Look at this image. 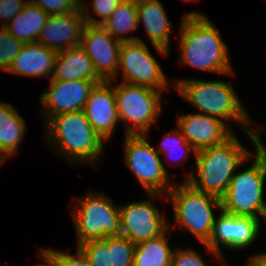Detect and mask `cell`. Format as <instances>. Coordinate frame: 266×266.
<instances>
[{"instance_id": "cell-9", "label": "cell", "mask_w": 266, "mask_h": 266, "mask_svg": "<svg viewBox=\"0 0 266 266\" xmlns=\"http://www.w3.org/2000/svg\"><path fill=\"white\" fill-rule=\"evenodd\" d=\"M146 134L125 135V164L154 201L173 187L160 154L149 144ZM165 193V194H164Z\"/></svg>"}, {"instance_id": "cell-35", "label": "cell", "mask_w": 266, "mask_h": 266, "mask_svg": "<svg viewBox=\"0 0 266 266\" xmlns=\"http://www.w3.org/2000/svg\"><path fill=\"white\" fill-rule=\"evenodd\" d=\"M38 254L41 257V259H43L46 262L44 264L39 263L33 266H59L55 254L50 249L41 248Z\"/></svg>"}, {"instance_id": "cell-29", "label": "cell", "mask_w": 266, "mask_h": 266, "mask_svg": "<svg viewBox=\"0 0 266 266\" xmlns=\"http://www.w3.org/2000/svg\"><path fill=\"white\" fill-rule=\"evenodd\" d=\"M123 0H92V10L93 13L96 14L101 20H96L95 18L88 15L86 11H89L88 5L86 2H81V10L83 13V17L85 22L90 25H102L105 23L112 12L118 7V5Z\"/></svg>"}, {"instance_id": "cell-33", "label": "cell", "mask_w": 266, "mask_h": 266, "mask_svg": "<svg viewBox=\"0 0 266 266\" xmlns=\"http://www.w3.org/2000/svg\"><path fill=\"white\" fill-rule=\"evenodd\" d=\"M77 253L70 255L60 251L51 250L56 257L59 266H92L83 252L77 247Z\"/></svg>"}, {"instance_id": "cell-14", "label": "cell", "mask_w": 266, "mask_h": 266, "mask_svg": "<svg viewBox=\"0 0 266 266\" xmlns=\"http://www.w3.org/2000/svg\"><path fill=\"white\" fill-rule=\"evenodd\" d=\"M100 82L76 79L71 81L51 80L50 86L42 93L40 103L45 106V116H52L84 109L92 89Z\"/></svg>"}, {"instance_id": "cell-5", "label": "cell", "mask_w": 266, "mask_h": 266, "mask_svg": "<svg viewBox=\"0 0 266 266\" xmlns=\"http://www.w3.org/2000/svg\"><path fill=\"white\" fill-rule=\"evenodd\" d=\"M166 196L173 204L176 226L189 230L203 245L207 244L216 220L212 210H222L221 199L194 189L186 181L173 185Z\"/></svg>"}, {"instance_id": "cell-17", "label": "cell", "mask_w": 266, "mask_h": 266, "mask_svg": "<svg viewBox=\"0 0 266 266\" xmlns=\"http://www.w3.org/2000/svg\"><path fill=\"white\" fill-rule=\"evenodd\" d=\"M110 86L111 80L96 84L83 109L87 120L104 141L110 140L119 122L114 88Z\"/></svg>"}, {"instance_id": "cell-6", "label": "cell", "mask_w": 266, "mask_h": 266, "mask_svg": "<svg viewBox=\"0 0 266 266\" xmlns=\"http://www.w3.org/2000/svg\"><path fill=\"white\" fill-rule=\"evenodd\" d=\"M254 161L250 168L235 173L225 194L220 198L222 210L237 216H252L264 219L266 202L264 184L266 163L264 157L255 149ZM259 214V215H258Z\"/></svg>"}, {"instance_id": "cell-18", "label": "cell", "mask_w": 266, "mask_h": 266, "mask_svg": "<svg viewBox=\"0 0 266 266\" xmlns=\"http://www.w3.org/2000/svg\"><path fill=\"white\" fill-rule=\"evenodd\" d=\"M138 24L143 23L153 47L163 56L170 50L171 22L159 0H136Z\"/></svg>"}, {"instance_id": "cell-2", "label": "cell", "mask_w": 266, "mask_h": 266, "mask_svg": "<svg viewBox=\"0 0 266 266\" xmlns=\"http://www.w3.org/2000/svg\"><path fill=\"white\" fill-rule=\"evenodd\" d=\"M251 153L233 134L220 145L199 150L195 154L198 178H186L194 189L221 198L235 174V169L251 158ZM199 179V180H198Z\"/></svg>"}, {"instance_id": "cell-36", "label": "cell", "mask_w": 266, "mask_h": 266, "mask_svg": "<svg viewBox=\"0 0 266 266\" xmlns=\"http://www.w3.org/2000/svg\"><path fill=\"white\" fill-rule=\"evenodd\" d=\"M249 266H266V252L250 256Z\"/></svg>"}, {"instance_id": "cell-7", "label": "cell", "mask_w": 266, "mask_h": 266, "mask_svg": "<svg viewBox=\"0 0 266 266\" xmlns=\"http://www.w3.org/2000/svg\"><path fill=\"white\" fill-rule=\"evenodd\" d=\"M74 199L78 206H73L71 213L78 245L89 240L121 235L119 206H114L112 198H108L103 192H88L87 195Z\"/></svg>"}, {"instance_id": "cell-20", "label": "cell", "mask_w": 266, "mask_h": 266, "mask_svg": "<svg viewBox=\"0 0 266 266\" xmlns=\"http://www.w3.org/2000/svg\"><path fill=\"white\" fill-rule=\"evenodd\" d=\"M50 80L71 81L76 79L102 82L97 75L92 60L80 46L57 52L54 72Z\"/></svg>"}, {"instance_id": "cell-38", "label": "cell", "mask_w": 266, "mask_h": 266, "mask_svg": "<svg viewBox=\"0 0 266 266\" xmlns=\"http://www.w3.org/2000/svg\"><path fill=\"white\" fill-rule=\"evenodd\" d=\"M222 266H225L224 264H222ZM246 266H249V261H247V265Z\"/></svg>"}, {"instance_id": "cell-25", "label": "cell", "mask_w": 266, "mask_h": 266, "mask_svg": "<svg viewBox=\"0 0 266 266\" xmlns=\"http://www.w3.org/2000/svg\"><path fill=\"white\" fill-rule=\"evenodd\" d=\"M135 245L125 236H109V266H133Z\"/></svg>"}, {"instance_id": "cell-26", "label": "cell", "mask_w": 266, "mask_h": 266, "mask_svg": "<svg viewBox=\"0 0 266 266\" xmlns=\"http://www.w3.org/2000/svg\"><path fill=\"white\" fill-rule=\"evenodd\" d=\"M159 146L160 150H156L159 154L163 152L166 157H172L171 160L175 159V161H180L182 159L183 161L186 160L191 150L194 154H196L195 149L186 141L179 129H174L171 133L167 135L164 134ZM180 149L182 150V152L185 151L184 154H178L180 156L176 155L175 157V150Z\"/></svg>"}, {"instance_id": "cell-24", "label": "cell", "mask_w": 266, "mask_h": 266, "mask_svg": "<svg viewBox=\"0 0 266 266\" xmlns=\"http://www.w3.org/2000/svg\"><path fill=\"white\" fill-rule=\"evenodd\" d=\"M102 26L121 42L139 41V37H126L125 34L139 28L136 0H123Z\"/></svg>"}, {"instance_id": "cell-11", "label": "cell", "mask_w": 266, "mask_h": 266, "mask_svg": "<svg viewBox=\"0 0 266 266\" xmlns=\"http://www.w3.org/2000/svg\"><path fill=\"white\" fill-rule=\"evenodd\" d=\"M260 219L252 216H237L221 210L216 218L210 240L204 244L205 249L209 250L218 259L222 258L220 244L228 249L241 250L250 246L261 228Z\"/></svg>"}, {"instance_id": "cell-15", "label": "cell", "mask_w": 266, "mask_h": 266, "mask_svg": "<svg viewBox=\"0 0 266 266\" xmlns=\"http://www.w3.org/2000/svg\"><path fill=\"white\" fill-rule=\"evenodd\" d=\"M176 122L182 135L196 152L220 145L233 135L225 121L203 113L182 114Z\"/></svg>"}, {"instance_id": "cell-30", "label": "cell", "mask_w": 266, "mask_h": 266, "mask_svg": "<svg viewBox=\"0 0 266 266\" xmlns=\"http://www.w3.org/2000/svg\"><path fill=\"white\" fill-rule=\"evenodd\" d=\"M28 2L39 6L49 15L64 14L81 8L79 0H28Z\"/></svg>"}, {"instance_id": "cell-19", "label": "cell", "mask_w": 266, "mask_h": 266, "mask_svg": "<svg viewBox=\"0 0 266 266\" xmlns=\"http://www.w3.org/2000/svg\"><path fill=\"white\" fill-rule=\"evenodd\" d=\"M56 55V51L40 42L26 43L7 72L25 77H52Z\"/></svg>"}, {"instance_id": "cell-34", "label": "cell", "mask_w": 266, "mask_h": 266, "mask_svg": "<svg viewBox=\"0 0 266 266\" xmlns=\"http://www.w3.org/2000/svg\"><path fill=\"white\" fill-rule=\"evenodd\" d=\"M242 129L244 130V132H246L250 141L253 143L254 148L264 157L266 161V146L260 138V130L255 132L249 126L247 129L245 127H242Z\"/></svg>"}, {"instance_id": "cell-31", "label": "cell", "mask_w": 266, "mask_h": 266, "mask_svg": "<svg viewBox=\"0 0 266 266\" xmlns=\"http://www.w3.org/2000/svg\"><path fill=\"white\" fill-rule=\"evenodd\" d=\"M171 266H208L203 258L193 249H179L173 251Z\"/></svg>"}, {"instance_id": "cell-16", "label": "cell", "mask_w": 266, "mask_h": 266, "mask_svg": "<svg viewBox=\"0 0 266 266\" xmlns=\"http://www.w3.org/2000/svg\"><path fill=\"white\" fill-rule=\"evenodd\" d=\"M86 25L81 8L73 12L50 15L37 42L60 52L81 44Z\"/></svg>"}, {"instance_id": "cell-12", "label": "cell", "mask_w": 266, "mask_h": 266, "mask_svg": "<svg viewBox=\"0 0 266 266\" xmlns=\"http://www.w3.org/2000/svg\"><path fill=\"white\" fill-rule=\"evenodd\" d=\"M121 41L112 37L102 25H85L80 46L92 60L103 81H117Z\"/></svg>"}, {"instance_id": "cell-1", "label": "cell", "mask_w": 266, "mask_h": 266, "mask_svg": "<svg viewBox=\"0 0 266 266\" xmlns=\"http://www.w3.org/2000/svg\"><path fill=\"white\" fill-rule=\"evenodd\" d=\"M179 63L202 71L231 75L234 73L216 26L205 15L189 12L180 25Z\"/></svg>"}, {"instance_id": "cell-23", "label": "cell", "mask_w": 266, "mask_h": 266, "mask_svg": "<svg viewBox=\"0 0 266 266\" xmlns=\"http://www.w3.org/2000/svg\"><path fill=\"white\" fill-rule=\"evenodd\" d=\"M135 245L133 266H171L173 250L168 245L167 233Z\"/></svg>"}, {"instance_id": "cell-28", "label": "cell", "mask_w": 266, "mask_h": 266, "mask_svg": "<svg viewBox=\"0 0 266 266\" xmlns=\"http://www.w3.org/2000/svg\"><path fill=\"white\" fill-rule=\"evenodd\" d=\"M77 247L83 252L92 266H109L108 237L85 241Z\"/></svg>"}, {"instance_id": "cell-22", "label": "cell", "mask_w": 266, "mask_h": 266, "mask_svg": "<svg viewBox=\"0 0 266 266\" xmlns=\"http://www.w3.org/2000/svg\"><path fill=\"white\" fill-rule=\"evenodd\" d=\"M49 16L39 6L27 2L23 10L5 28L24 44L36 42Z\"/></svg>"}, {"instance_id": "cell-13", "label": "cell", "mask_w": 266, "mask_h": 266, "mask_svg": "<svg viewBox=\"0 0 266 266\" xmlns=\"http://www.w3.org/2000/svg\"><path fill=\"white\" fill-rule=\"evenodd\" d=\"M151 203L144 200L119 207L121 235L134 244L156 238L169 228L168 221Z\"/></svg>"}, {"instance_id": "cell-4", "label": "cell", "mask_w": 266, "mask_h": 266, "mask_svg": "<svg viewBox=\"0 0 266 266\" xmlns=\"http://www.w3.org/2000/svg\"><path fill=\"white\" fill-rule=\"evenodd\" d=\"M200 112L224 121H236L247 128L251 119L235 89L224 81L176 80L173 86Z\"/></svg>"}, {"instance_id": "cell-3", "label": "cell", "mask_w": 266, "mask_h": 266, "mask_svg": "<svg viewBox=\"0 0 266 266\" xmlns=\"http://www.w3.org/2000/svg\"><path fill=\"white\" fill-rule=\"evenodd\" d=\"M45 133L58 154L73 162L91 165L102 154L105 141L94 130L83 110L52 116ZM52 136V137H51ZM56 144V145H55Z\"/></svg>"}, {"instance_id": "cell-21", "label": "cell", "mask_w": 266, "mask_h": 266, "mask_svg": "<svg viewBox=\"0 0 266 266\" xmlns=\"http://www.w3.org/2000/svg\"><path fill=\"white\" fill-rule=\"evenodd\" d=\"M25 123L11 104L0 102V155L5 161L18 151L27 129Z\"/></svg>"}, {"instance_id": "cell-32", "label": "cell", "mask_w": 266, "mask_h": 266, "mask_svg": "<svg viewBox=\"0 0 266 266\" xmlns=\"http://www.w3.org/2000/svg\"><path fill=\"white\" fill-rule=\"evenodd\" d=\"M27 2L26 0H0V27H5L23 10Z\"/></svg>"}, {"instance_id": "cell-27", "label": "cell", "mask_w": 266, "mask_h": 266, "mask_svg": "<svg viewBox=\"0 0 266 266\" xmlns=\"http://www.w3.org/2000/svg\"><path fill=\"white\" fill-rule=\"evenodd\" d=\"M24 43L16 39L5 27H0V72H7Z\"/></svg>"}, {"instance_id": "cell-37", "label": "cell", "mask_w": 266, "mask_h": 266, "mask_svg": "<svg viewBox=\"0 0 266 266\" xmlns=\"http://www.w3.org/2000/svg\"><path fill=\"white\" fill-rule=\"evenodd\" d=\"M5 162V159L0 155V165H2Z\"/></svg>"}, {"instance_id": "cell-8", "label": "cell", "mask_w": 266, "mask_h": 266, "mask_svg": "<svg viewBox=\"0 0 266 266\" xmlns=\"http://www.w3.org/2000/svg\"><path fill=\"white\" fill-rule=\"evenodd\" d=\"M113 85L119 121L125 125V135L148 134L157 121L161 106V91L133 84ZM128 121V122H127ZM132 123V126L127 123Z\"/></svg>"}, {"instance_id": "cell-10", "label": "cell", "mask_w": 266, "mask_h": 266, "mask_svg": "<svg viewBox=\"0 0 266 266\" xmlns=\"http://www.w3.org/2000/svg\"><path fill=\"white\" fill-rule=\"evenodd\" d=\"M124 83L149 87L158 91L169 87L156 59L143 40L126 41L120 45L119 66Z\"/></svg>"}]
</instances>
